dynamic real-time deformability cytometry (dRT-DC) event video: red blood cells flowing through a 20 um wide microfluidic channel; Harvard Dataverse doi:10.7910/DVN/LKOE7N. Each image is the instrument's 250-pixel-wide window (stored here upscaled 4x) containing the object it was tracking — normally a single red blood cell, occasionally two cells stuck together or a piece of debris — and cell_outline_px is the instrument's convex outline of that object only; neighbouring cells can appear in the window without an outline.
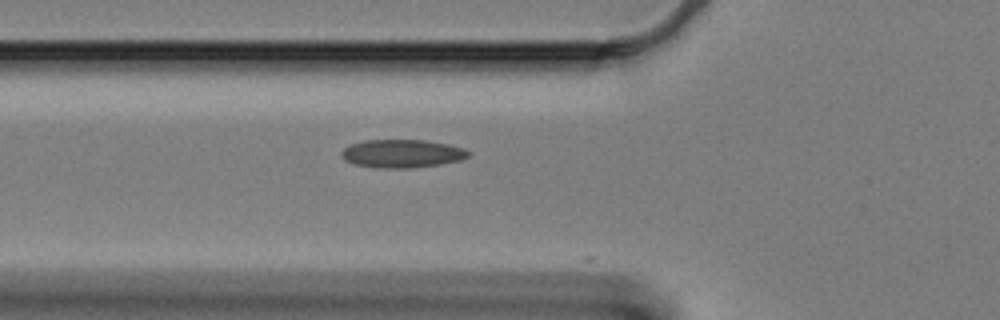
{"species": "Egyptian fruit bat (a non-hibernating species)", "species_latin": "Rousettus aegyptiacus", "temperature_condition": "cold", "stored_images_in_passage": 3, "camera_frame_rate_fps": 3000, "um_per_image_px": 0.085, "animal": {"sex": "female"}, "frame": {"image": 1, "passage_image": 2, "time_ms": 0.333, "image_size_px": [1000, 320], "cell_outline_px": [[472, 152], [468, 156], [460, 160], [440, 164], [408, 168], [376, 168], [352, 164], [344, 160], [340, 156], [340, 152], [348, 144], [364, 140], [424, 140], [448, 144], [464, 148]], "centroid_in_image_um": [34.12, 13.05], "position_along_channel_um": 91.7, "area_um2": 21.1}}